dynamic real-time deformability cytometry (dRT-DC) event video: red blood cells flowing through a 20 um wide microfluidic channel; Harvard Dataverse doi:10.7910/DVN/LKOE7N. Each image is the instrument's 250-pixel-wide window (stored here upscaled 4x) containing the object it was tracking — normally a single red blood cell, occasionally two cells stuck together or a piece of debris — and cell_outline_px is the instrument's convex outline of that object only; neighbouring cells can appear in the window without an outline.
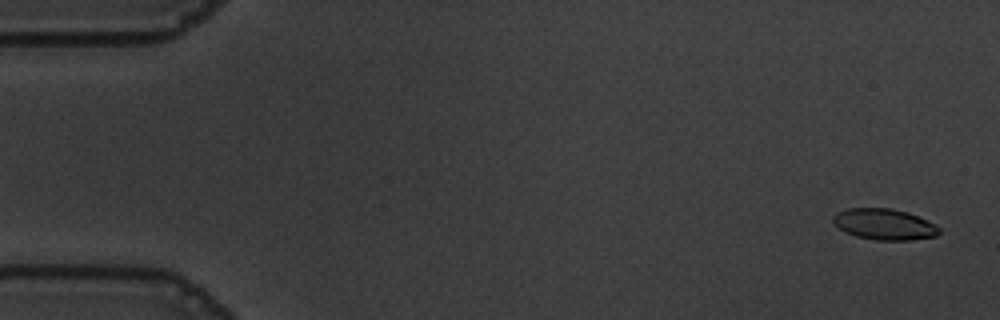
{"species": "common noctule bat (a hibernating species)", "species_latin": "Nyctalus noctula", "temperature_condition": "warm", "stored_images_in_passage": 56, "camera_frame_rate_fps": 3000, "um_per_image_px": 0.085, "animal": {"sex": "male", "body_mass_g": 19.5, "forearm_length_mm": 54.6}, "frame": {"image": 1, "passage_image": 2, "time_ms": 0.333, "image_size_px": [1000, 320], "cell_outline_px": [[940, 232], [936, 236], [912, 240], [876, 240], [856, 236], [844, 232], [832, 220], [832, 216], [848, 208], [892, 208], [908, 212], [940, 228]], "centroid_in_image_um": [75.15, 19.07], "position_along_channel_um": 9.8, "area_um2": 18.96}}
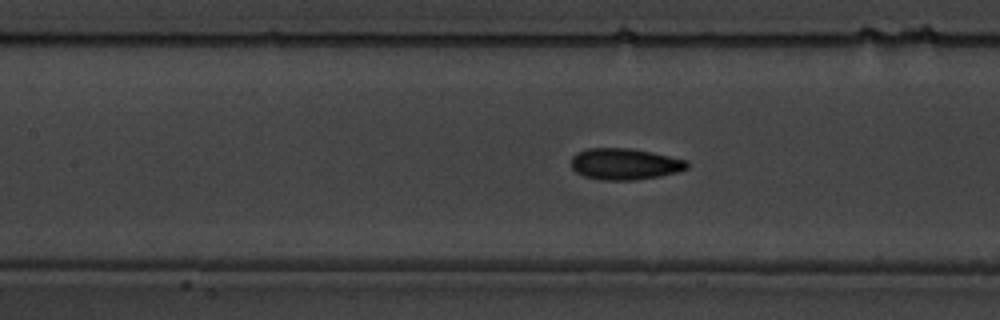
{"frame": {"image": 2, "passage_image": 25, "time_ms": 8.0, "image_size_px": [1000, 320], "cell_outline_px": [[688, 168], [676, 172], [660, 176], [636, 180], [604, 180], [584, 176], [576, 172], [572, 168], [572, 156], [576, 152], [588, 148], [632, 148], [652, 152], [684, 160], [688, 164]], "centroid_in_image_um": [53.07, 13.94], "position_along_channel_um": 154.3, "area_um2": 21.1}}
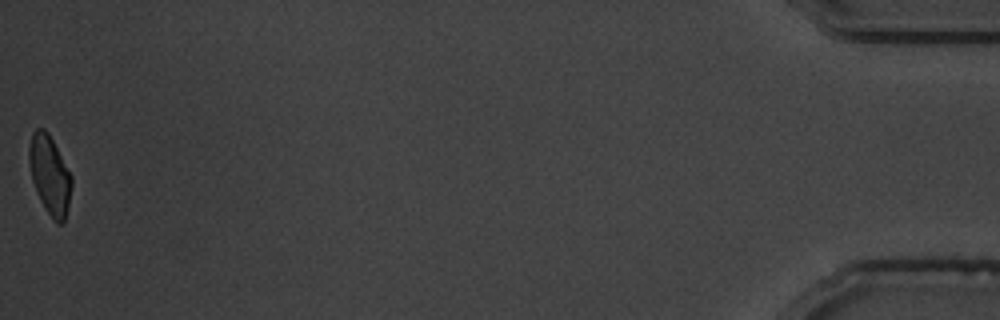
{"frame": {"image": 3, "passage_image": 56, "time_ms": 18.333, "image_size_px": [1000, 320], "cell_outline_px": [[72, 184], [68, 204], [64, 220], [60, 224], [56, 224], [40, 200], [36, 192], [32, 180], [28, 160], [28, 148], [32, 132], [36, 128], [44, 128], [48, 132], [72, 176]], "centroid_in_image_um": [4.2, 14.84], "position_along_channel_um": 431.0, "area_um2": 19.42}, "authors_computed_cell_mechanics": {"area_um2": 20.2589, "velocity_mm_per_s": 3.6172, "shape_relaxation_time_tau1_ms": 3.3373, "shape_relaxation_time_tau2_ms": 1.9624, "deformation_change_tau1": 0.1241, "deformation_change_tau2": 0.0655}}